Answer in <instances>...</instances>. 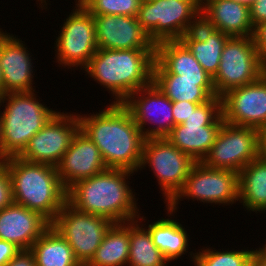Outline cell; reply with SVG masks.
<instances>
[{"instance_id": "cell-42", "label": "cell", "mask_w": 266, "mask_h": 266, "mask_svg": "<svg viewBox=\"0 0 266 266\" xmlns=\"http://www.w3.org/2000/svg\"><path fill=\"white\" fill-rule=\"evenodd\" d=\"M255 250H256L259 254H261L263 257L266 258V244H265V245L263 244L262 247L259 246V248H255Z\"/></svg>"}, {"instance_id": "cell-37", "label": "cell", "mask_w": 266, "mask_h": 266, "mask_svg": "<svg viewBox=\"0 0 266 266\" xmlns=\"http://www.w3.org/2000/svg\"><path fill=\"white\" fill-rule=\"evenodd\" d=\"M19 250L13 243L0 240V266H5Z\"/></svg>"}, {"instance_id": "cell-21", "label": "cell", "mask_w": 266, "mask_h": 266, "mask_svg": "<svg viewBox=\"0 0 266 266\" xmlns=\"http://www.w3.org/2000/svg\"><path fill=\"white\" fill-rule=\"evenodd\" d=\"M201 22L229 36H253L248 6L233 0H201Z\"/></svg>"}, {"instance_id": "cell-43", "label": "cell", "mask_w": 266, "mask_h": 266, "mask_svg": "<svg viewBox=\"0 0 266 266\" xmlns=\"http://www.w3.org/2000/svg\"><path fill=\"white\" fill-rule=\"evenodd\" d=\"M250 7L256 0H233Z\"/></svg>"}, {"instance_id": "cell-27", "label": "cell", "mask_w": 266, "mask_h": 266, "mask_svg": "<svg viewBox=\"0 0 266 266\" xmlns=\"http://www.w3.org/2000/svg\"><path fill=\"white\" fill-rule=\"evenodd\" d=\"M36 266H82L68 242L50 226L31 246Z\"/></svg>"}, {"instance_id": "cell-39", "label": "cell", "mask_w": 266, "mask_h": 266, "mask_svg": "<svg viewBox=\"0 0 266 266\" xmlns=\"http://www.w3.org/2000/svg\"><path fill=\"white\" fill-rule=\"evenodd\" d=\"M250 266H266V258L255 250L251 257Z\"/></svg>"}, {"instance_id": "cell-23", "label": "cell", "mask_w": 266, "mask_h": 266, "mask_svg": "<svg viewBox=\"0 0 266 266\" xmlns=\"http://www.w3.org/2000/svg\"><path fill=\"white\" fill-rule=\"evenodd\" d=\"M153 74H176L180 78H213L181 40H167L155 45Z\"/></svg>"}, {"instance_id": "cell-19", "label": "cell", "mask_w": 266, "mask_h": 266, "mask_svg": "<svg viewBox=\"0 0 266 266\" xmlns=\"http://www.w3.org/2000/svg\"><path fill=\"white\" fill-rule=\"evenodd\" d=\"M62 185L68 190L77 181L90 178L107 169L99 148L80 129L56 166Z\"/></svg>"}, {"instance_id": "cell-31", "label": "cell", "mask_w": 266, "mask_h": 266, "mask_svg": "<svg viewBox=\"0 0 266 266\" xmlns=\"http://www.w3.org/2000/svg\"><path fill=\"white\" fill-rule=\"evenodd\" d=\"M92 15H124L136 17L142 0H74Z\"/></svg>"}, {"instance_id": "cell-17", "label": "cell", "mask_w": 266, "mask_h": 266, "mask_svg": "<svg viewBox=\"0 0 266 266\" xmlns=\"http://www.w3.org/2000/svg\"><path fill=\"white\" fill-rule=\"evenodd\" d=\"M25 41L10 34L1 45L2 95L36 91L34 59ZM33 59V60H32ZM34 87V88H33Z\"/></svg>"}, {"instance_id": "cell-34", "label": "cell", "mask_w": 266, "mask_h": 266, "mask_svg": "<svg viewBox=\"0 0 266 266\" xmlns=\"http://www.w3.org/2000/svg\"><path fill=\"white\" fill-rule=\"evenodd\" d=\"M253 39L258 53L266 63V22L260 23L255 27Z\"/></svg>"}, {"instance_id": "cell-38", "label": "cell", "mask_w": 266, "mask_h": 266, "mask_svg": "<svg viewBox=\"0 0 266 266\" xmlns=\"http://www.w3.org/2000/svg\"><path fill=\"white\" fill-rule=\"evenodd\" d=\"M258 157L266 161V126L259 129Z\"/></svg>"}, {"instance_id": "cell-33", "label": "cell", "mask_w": 266, "mask_h": 266, "mask_svg": "<svg viewBox=\"0 0 266 266\" xmlns=\"http://www.w3.org/2000/svg\"><path fill=\"white\" fill-rule=\"evenodd\" d=\"M198 105L189 101L172 102V114L175 125L184 123Z\"/></svg>"}, {"instance_id": "cell-35", "label": "cell", "mask_w": 266, "mask_h": 266, "mask_svg": "<svg viewBox=\"0 0 266 266\" xmlns=\"http://www.w3.org/2000/svg\"><path fill=\"white\" fill-rule=\"evenodd\" d=\"M5 266H36L35 256L30 249H20Z\"/></svg>"}, {"instance_id": "cell-4", "label": "cell", "mask_w": 266, "mask_h": 266, "mask_svg": "<svg viewBox=\"0 0 266 266\" xmlns=\"http://www.w3.org/2000/svg\"><path fill=\"white\" fill-rule=\"evenodd\" d=\"M13 202L35 211L50 223L67 202V190L57 167L32 163L18 156L7 158Z\"/></svg>"}, {"instance_id": "cell-16", "label": "cell", "mask_w": 266, "mask_h": 266, "mask_svg": "<svg viewBox=\"0 0 266 266\" xmlns=\"http://www.w3.org/2000/svg\"><path fill=\"white\" fill-rule=\"evenodd\" d=\"M224 122L260 129L266 126V73L221 96Z\"/></svg>"}, {"instance_id": "cell-14", "label": "cell", "mask_w": 266, "mask_h": 266, "mask_svg": "<svg viewBox=\"0 0 266 266\" xmlns=\"http://www.w3.org/2000/svg\"><path fill=\"white\" fill-rule=\"evenodd\" d=\"M78 130V112L60 110L30 139L18 157L32 163L57 166Z\"/></svg>"}, {"instance_id": "cell-10", "label": "cell", "mask_w": 266, "mask_h": 266, "mask_svg": "<svg viewBox=\"0 0 266 266\" xmlns=\"http://www.w3.org/2000/svg\"><path fill=\"white\" fill-rule=\"evenodd\" d=\"M266 73V63L257 51L253 36H232L222 51L219 67L213 77L217 96L244 86Z\"/></svg>"}, {"instance_id": "cell-1", "label": "cell", "mask_w": 266, "mask_h": 266, "mask_svg": "<svg viewBox=\"0 0 266 266\" xmlns=\"http://www.w3.org/2000/svg\"><path fill=\"white\" fill-rule=\"evenodd\" d=\"M109 105V106H108ZM79 114V129L94 142L107 169L138 173L145 137L122 103Z\"/></svg>"}, {"instance_id": "cell-8", "label": "cell", "mask_w": 266, "mask_h": 266, "mask_svg": "<svg viewBox=\"0 0 266 266\" xmlns=\"http://www.w3.org/2000/svg\"><path fill=\"white\" fill-rule=\"evenodd\" d=\"M74 4V9L66 15L58 31L53 58L59 68L61 65L71 72L76 68L83 70L98 50L93 15L80 2Z\"/></svg>"}, {"instance_id": "cell-30", "label": "cell", "mask_w": 266, "mask_h": 266, "mask_svg": "<svg viewBox=\"0 0 266 266\" xmlns=\"http://www.w3.org/2000/svg\"><path fill=\"white\" fill-rule=\"evenodd\" d=\"M244 249L235 250L227 248L223 250H217L215 248L210 247H203L202 249H198L196 251V256L194 260L195 266H250V261L253 252L255 249Z\"/></svg>"}, {"instance_id": "cell-29", "label": "cell", "mask_w": 266, "mask_h": 266, "mask_svg": "<svg viewBox=\"0 0 266 266\" xmlns=\"http://www.w3.org/2000/svg\"><path fill=\"white\" fill-rule=\"evenodd\" d=\"M169 261L154 245L149 231L138 221L129 222L127 266H169Z\"/></svg>"}, {"instance_id": "cell-22", "label": "cell", "mask_w": 266, "mask_h": 266, "mask_svg": "<svg viewBox=\"0 0 266 266\" xmlns=\"http://www.w3.org/2000/svg\"><path fill=\"white\" fill-rule=\"evenodd\" d=\"M164 207H166V216H168L165 219L161 217L159 220L151 221L150 224V220H147L146 225V217L141 216L143 213H140L137 220L149 231L154 245L163 253L169 263L174 262V260L177 261L179 258L181 259V256L183 258L188 253L190 255L188 257L191 259L190 262L194 264L196 253L189 252V245H191L189 240L191 239L188 237L189 234L186 228L174 217L177 216L176 212L167 206Z\"/></svg>"}, {"instance_id": "cell-41", "label": "cell", "mask_w": 266, "mask_h": 266, "mask_svg": "<svg viewBox=\"0 0 266 266\" xmlns=\"http://www.w3.org/2000/svg\"><path fill=\"white\" fill-rule=\"evenodd\" d=\"M37 4L40 6L39 8H41L42 10L43 9H48V6L47 5H51V4H49V1L48 0H37Z\"/></svg>"}, {"instance_id": "cell-3", "label": "cell", "mask_w": 266, "mask_h": 266, "mask_svg": "<svg viewBox=\"0 0 266 266\" xmlns=\"http://www.w3.org/2000/svg\"><path fill=\"white\" fill-rule=\"evenodd\" d=\"M155 49H99L82 70L108 91L112 103H123L135 91L153 83Z\"/></svg>"}, {"instance_id": "cell-24", "label": "cell", "mask_w": 266, "mask_h": 266, "mask_svg": "<svg viewBox=\"0 0 266 266\" xmlns=\"http://www.w3.org/2000/svg\"><path fill=\"white\" fill-rule=\"evenodd\" d=\"M228 34L208 27L203 22L181 37V41L188 47L203 69L212 77L217 73L220 58Z\"/></svg>"}, {"instance_id": "cell-6", "label": "cell", "mask_w": 266, "mask_h": 266, "mask_svg": "<svg viewBox=\"0 0 266 266\" xmlns=\"http://www.w3.org/2000/svg\"><path fill=\"white\" fill-rule=\"evenodd\" d=\"M136 18L155 45L180 40L201 21V0L142 1Z\"/></svg>"}, {"instance_id": "cell-2", "label": "cell", "mask_w": 266, "mask_h": 266, "mask_svg": "<svg viewBox=\"0 0 266 266\" xmlns=\"http://www.w3.org/2000/svg\"><path fill=\"white\" fill-rule=\"evenodd\" d=\"M135 174L106 169L73 184L67 190V202L81 212L104 217L114 224L137 220L143 211L137 203V193L130 186L129 177Z\"/></svg>"}, {"instance_id": "cell-40", "label": "cell", "mask_w": 266, "mask_h": 266, "mask_svg": "<svg viewBox=\"0 0 266 266\" xmlns=\"http://www.w3.org/2000/svg\"><path fill=\"white\" fill-rule=\"evenodd\" d=\"M10 35L6 30L4 32L3 29L0 28V52H1V45L2 42ZM0 95H2V73H1V66H0Z\"/></svg>"}, {"instance_id": "cell-12", "label": "cell", "mask_w": 266, "mask_h": 266, "mask_svg": "<svg viewBox=\"0 0 266 266\" xmlns=\"http://www.w3.org/2000/svg\"><path fill=\"white\" fill-rule=\"evenodd\" d=\"M113 224L104 217L81 212L68 202L51 222V226L71 246L74 256L82 266L94 256Z\"/></svg>"}, {"instance_id": "cell-44", "label": "cell", "mask_w": 266, "mask_h": 266, "mask_svg": "<svg viewBox=\"0 0 266 266\" xmlns=\"http://www.w3.org/2000/svg\"><path fill=\"white\" fill-rule=\"evenodd\" d=\"M1 145H2V123L0 117V159H1Z\"/></svg>"}, {"instance_id": "cell-20", "label": "cell", "mask_w": 266, "mask_h": 266, "mask_svg": "<svg viewBox=\"0 0 266 266\" xmlns=\"http://www.w3.org/2000/svg\"><path fill=\"white\" fill-rule=\"evenodd\" d=\"M50 226L41 214L14 202L0 210V240L19 249H30Z\"/></svg>"}, {"instance_id": "cell-36", "label": "cell", "mask_w": 266, "mask_h": 266, "mask_svg": "<svg viewBox=\"0 0 266 266\" xmlns=\"http://www.w3.org/2000/svg\"><path fill=\"white\" fill-rule=\"evenodd\" d=\"M249 9L254 28L260 23L266 22V0H256Z\"/></svg>"}, {"instance_id": "cell-7", "label": "cell", "mask_w": 266, "mask_h": 266, "mask_svg": "<svg viewBox=\"0 0 266 266\" xmlns=\"http://www.w3.org/2000/svg\"><path fill=\"white\" fill-rule=\"evenodd\" d=\"M182 199V200H181ZM196 200L203 204L233 206L239 201V173L224 169H214L202 162H195L185 179L183 187L166 204L178 212L181 201ZM231 204V205H230Z\"/></svg>"}, {"instance_id": "cell-9", "label": "cell", "mask_w": 266, "mask_h": 266, "mask_svg": "<svg viewBox=\"0 0 266 266\" xmlns=\"http://www.w3.org/2000/svg\"><path fill=\"white\" fill-rule=\"evenodd\" d=\"M223 123L222 99L214 96L199 104L184 123L174 126L166 138L195 162H201L215 142Z\"/></svg>"}, {"instance_id": "cell-18", "label": "cell", "mask_w": 266, "mask_h": 266, "mask_svg": "<svg viewBox=\"0 0 266 266\" xmlns=\"http://www.w3.org/2000/svg\"><path fill=\"white\" fill-rule=\"evenodd\" d=\"M99 49H155V44L141 28L136 17L93 15Z\"/></svg>"}, {"instance_id": "cell-28", "label": "cell", "mask_w": 266, "mask_h": 266, "mask_svg": "<svg viewBox=\"0 0 266 266\" xmlns=\"http://www.w3.org/2000/svg\"><path fill=\"white\" fill-rule=\"evenodd\" d=\"M129 259V222L113 224L94 256L85 266H127Z\"/></svg>"}, {"instance_id": "cell-5", "label": "cell", "mask_w": 266, "mask_h": 266, "mask_svg": "<svg viewBox=\"0 0 266 266\" xmlns=\"http://www.w3.org/2000/svg\"><path fill=\"white\" fill-rule=\"evenodd\" d=\"M37 93L39 92L32 91L0 95L1 159L19 156L30 139L58 112L44 102L41 103ZM1 106L5 107L3 112Z\"/></svg>"}, {"instance_id": "cell-25", "label": "cell", "mask_w": 266, "mask_h": 266, "mask_svg": "<svg viewBox=\"0 0 266 266\" xmlns=\"http://www.w3.org/2000/svg\"><path fill=\"white\" fill-rule=\"evenodd\" d=\"M153 83L172 102L202 104L217 96L213 78H180L176 74H153Z\"/></svg>"}, {"instance_id": "cell-11", "label": "cell", "mask_w": 266, "mask_h": 266, "mask_svg": "<svg viewBox=\"0 0 266 266\" xmlns=\"http://www.w3.org/2000/svg\"><path fill=\"white\" fill-rule=\"evenodd\" d=\"M195 161L180 151L167 138L145 139L139 170L147 167L157 178L166 205L183 187ZM148 165V166H147Z\"/></svg>"}, {"instance_id": "cell-13", "label": "cell", "mask_w": 266, "mask_h": 266, "mask_svg": "<svg viewBox=\"0 0 266 266\" xmlns=\"http://www.w3.org/2000/svg\"><path fill=\"white\" fill-rule=\"evenodd\" d=\"M259 129L224 122L208 154L205 166L239 173L258 157Z\"/></svg>"}, {"instance_id": "cell-15", "label": "cell", "mask_w": 266, "mask_h": 266, "mask_svg": "<svg viewBox=\"0 0 266 266\" xmlns=\"http://www.w3.org/2000/svg\"><path fill=\"white\" fill-rule=\"evenodd\" d=\"M122 104L146 139L166 138L175 126L172 101L154 83L135 91Z\"/></svg>"}, {"instance_id": "cell-32", "label": "cell", "mask_w": 266, "mask_h": 266, "mask_svg": "<svg viewBox=\"0 0 266 266\" xmlns=\"http://www.w3.org/2000/svg\"><path fill=\"white\" fill-rule=\"evenodd\" d=\"M13 202L11 180L7 169V158L0 159V210Z\"/></svg>"}, {"instance_id": "cell-26", "label": "cell", "mask_w": 266, "mask_h": 266, "mask_svg": "<svg viewBox=\"0 0 266 266\" xmlns=\"http://www.w3.org/2000/svg\"><path fill=\"white\" fill-rule=\"evenodd\" d=\"M239 203L248 212H266V161L257 157L239 172Z\"/></svg>"}]
</instances>
